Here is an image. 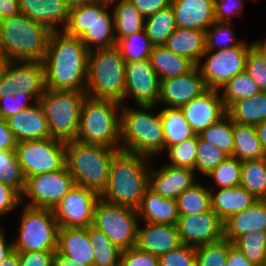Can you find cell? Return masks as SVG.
Listing matches in <instances>:
<instances>
[{"label": "cell", "instance_id": "cell-11", "mask_svg": "<svg viewBox=\"0 0 266 266\" xmlns=\"http://www.w3.org/2000/svg\"><path fill=\"white\" fill-rule=\"evenodd\" d=\"M139 217L131 207L113 205L98 199L93 226L101 230L121 251L135 247Z\"/></svg>", "mask_w": 266, "mask_h": 266}, {"label": "cell", "instance_id": "cell-45", "mask_svg": "<svg viewBox=\"0 0 266 266\" xmlns=\"http://www.w3.org/2000/svg\"><path fill=\"white\" fill-rule=\"evenodd\" d=\"M232 23L214 22L206 31V50H224L239 46L243 41L235 38Z\"/></svg>", "mask_w": 266, "mask_h": 266}, {"label": "cell", "instance_id": "cell-27", "mask_svg": "<svg viewBox=\"0 0 266 266\" xmlns=\"http://www.w3.org/2000/svg\"><path fill=\"white\" fill-rule=\"evenodd\" d=\"M255 231H266V200H257L223 221V238L231 243L241 235Z\"/></svg>", "mask_w": 266, "mask_h": 266}, {"label": "cell", "instance_id": "cell-23", "mask_svg": "<svg viewBox=\"0 0 266 266\" xmlns=\"http://www.w3.org/2000/svg\"><path fill=\"white\" fill-rule=\"evenodd\" d=\"M19 11L50 31H63L69 19L70 6L65 0H19Z\"/></svg>", "mask_w": 266, "mask_h": 266}, {"label": "cell", "instance_id": "cell-68", "mask_svg": "<svg viewBox=\"0 0 266 266\" xmlns=\"http://www.w3.org/2000/svg\"><path fill=\"white\" fill-rule=\"evenodd\" d=\"M95 1L112 3V2L117 1V0H95Z\"/></svg>", "mask_w": 266, "mask_h": 266}, {"label": "cell", "instance_id": "cell-55", "mask_svg": "<svg viewBox=\"0 0 266 266\" xmlns=\"http://www.w3.org/2000/svg\"><path fill=\"white\" fill-rule=\"evenodd\" d=\"M22 195L13 187L0 183V218L18 208Z\"/></svg>", "mask_w": 266, "mask_h": 266}, {"label": "cell", "instance_id": "cell-24", "mask_svg": "<svg viewBox=\"0 0 266 266\" xmlns=\"http://www.w3.org/2000/svg\"><path fill=\"white\" fill-rule=\"evenodd\" d=\"M17 142L51 138L48 122L39 101L7 119Z\"/></svg>", "mask_w": 266, "mask_h": 266}, {"label": "cell", "instance_id": "cell-62", "mask_svg": "<svg viewBox=\"0 0 266 266\" xmlns=\"http://www.w3.org/2000/svg\"><path fill=\"white\" fill-rule=\"evenodd\" d=\"M52 266H81V265L55 252L52 261Z\"/></svg>", "mask_w": 266, "mask_h": 266}, {"label": "cell", "instance_id": "cell-30", "mask_svg": "<svg viewBox=\"0 0 266 266\" xmlns=\"http://www.w3.org/2000/svg\"><path fill=\"white\" fill-rule=\"evenodd\" d=\"M164 46L174 54L187 57L197 65L206 52L205 31L177 27Z\"/></svg>", "mask_w": 266, "mask_h": 266}, {"label": "cell", "instance_id": "cell-3", "mask_svg": "<svg viewBox=\"0 0 266 266\" xmlns=\"http://www.w3.org/2000/svg\"><path fill=\"white\" fill-rule=\"evenodd\" d=\"M141 109V110H140ZM154 106L139 109L122 105L120 110V149L150 158L164 151V131L160 112L152 114Z\"/></svg>", "mask_w": 266, "mask_h": 266}, {"label": "cell", "instance_id": "cell-57", "mask_svg": "<svg viewBox=\"0 0 266 266\" xmlns=\"http://www.w3.org/2000/svg\"><path fill=\"white\" fill-rule=\"evenodd\" d=\"M133 6L146 18L156 12L171 6L172 0H129Z\"/></svg>", "mask_w": 266, "mask_h": 266}, {"label": "cell", "instance_id": "cell-25", "mask_svg": "<svg viewBox=\"0 0 266 266\" xmlns=\"http://www.w3.org/2000/svg\"><path fill=\"white\" fill-rule=\"evenodd\" d=\"M93 245L87 227H62L58 231L56 252L81 266H93Z\"/></svg>", "mask_w": 266, "mask_h": 266}, {"label": "cell", "instance_id": "cell-41", "mask_svg": "<svg viewBox=\"0 0 266 266\" xmlns=\"http://www.w3.org/2000/svg\"><path fill=\"white\" fill-rule=\"evenodd\" d=\"M220 91L226 109L237 100L250 98L261 92L245 71L231 78Z\"/></svg>", "mask_w": 266, "mask_h": 266}, {"label": "cell", "instance_id": "cell-61", "mask_svg": "<svg viewBox=\"0 0 266 266\" xmlns=\"http://www.w3.org/2000/svg\"><path fill=\"white\" fill-rule=\"evenodd\" d=\"M5 232L0 236V264L13 251V243H6Z\"/></svg>", "mask_w": 266, "mask_h": 266}, {"label": "cell", "instance_id": "cell-15", "mask_svg": "<svg viewBox=\"0 0 266 266\" xmlns=\"http://www.w3.org/2000/svg\"><path fill=\"white\" fill-rule=\"evenodd\" d=\"M45 90V68L40 61H10L0 80V98L21 91L39 101Z\"/></svg>", "mask_w": 266, "mask_h": 266}, {"label": "cell", "instance_id": "cell-7", "mask_svg": "<svg viewBox=\"0 0 266 266\" xmlns=\"http://www.w3.org/2000/svg\"><path fill=\"white\" fill-rule=\"evenodd\" d=\"M121 104L85 96L80 108L76 141L120 149Z\"/></svg>", "mask_w": 266, "mask_h": 266}, {"label": "cell", "instance_id": "cell-19", "mask_svg": "<svg viewBox=\"0 0 266 266\" xmlns=\"http://www.w3.org/2000/svg\"><path fill=\"white\" fill-rule=\"evenodd\" d=\"M180 109L195 134H199L227 114L220 90L210 88Z\"/></svg>", "mask_w": 266, "mask_h": 266}, {"label": "cell", "instance_id": "cell-20", "mask_svg": "<svg viewBox=\"0 0 266 266\" xmlns=\"http://www.w3.org/2000/svg\"><path fill=\"white\" fill-rule=\"evenodd\" d=\"M207 86L197 66L189 73L160 81L159 103L166 107L187 104L207 90Z\"/></svg>", "mask_w": 266, "mask_h": 266}, {"label": "cell", "instance_id": "cell-64", "mask_svg": "<svg viewBox=\"0 0 266 266\" xmlns=\"http://www.w3.org/2000/svg\"><path fill=\"white\" fill-rule=\"evenodd\" d=\"M0 266H20L19 253L13 250L8 256L2 261Z\"/></svg>", "mask_w": 266, "mask_h": 266}, {"label": "cell", "instance_id": "cell-18", "mask_svg": "<svg viewBox=\"0 0 266 266\" xmlns=\"http://www.w3.org/2000/svg\"><path fill=\"white\" fill-rule=\"evenodd\" d=\"M176 227L181 243L192 247L223 238V221L212 209L197 215L179 216Z\"/></svg>", "mask_w": 266, "mask_h": 266}, {"label": "cell", "instance_id": "cell-44", "mask_svg": "<svg viewBox=\"0 0 266 266\" xmlns=\"http://www.w3.org/2000/svg\"><path fill=\"white\" fill-rule=\"evenodd\" d=\"M0 183L16 189L21 195L26 186V178L15 151H0Z\"/></svg>", "mask_w": 266, "mask_h": 266}, {"label": "cell", "instance_id": "cell-9", "mask_svg": "<svg viewBox=\"0 0 266 266\" xmlns=\"http://www.w3.org/2000/svg\"><path fill=\"white\" fill-rule=\"evenodd\" d=\"M86 92L45 90L40 97L51 137L68 142L75 140L79 130L80 108Z\"/></svg>", "mask_w": 266, "mask_h": 266}, {"label": "cell", "instance_id": "cell-46", "mask_svg": "<svg viewBox=\"0 0 266 266\" xmlns=\"http://www.w3.org/2000/svg\"><path fill=\"white\" fill-rule=\"evenodd\" d=\"M230 157L218 147L204 141L198 136V147L195 160V172L207 176L221 162Z\"/></svg>", "mask_w": 266, "mask_h": 266}, {"label": "cell", "instance_id": "cell-32", "mask_svg": "<svg viewBox=\"0 0 266 266\" xmlns=\"http://www.w3.org/2000/svg\"><path fill=\"white\" fill-rule=\"evenodd\" d=\"M227 115L235 123L257 125L266 121V92L237 100L227 109Z\"/></svg>", "mask_w": 266, "mask_h": 266}, {"label": "cell", "instance_id": "cell-52", "mask_svg": "<svg viewBox=\"0 0 266 266\" xmlns=\"http://www.w3.org/2000/svg\"><path fill=\"white\" fill-rule=\"evenodd\" d=\"M159 266H196L195 247L185 244L158 257Z\"/></svg>", "mask_w": 266, "mask_h": 266}, {"label": "cell", "instance_id": "cell-53", "mask_svg": "<svg viewBox=\"0 0 266 266\" xmlns=\"http://www.w3.org/2000/svg\"><path fill=\"white\" fill-rule=\"evenodd\" d=\"M243 0H214V20L221 23H231L233 16L243 12Z\"/></svg>", "mask_w": 266, "mask_h": 266}, {"label": "cell", "instance_id": "cell-31", "mask_svg": "<svg viewBox=\"0 0 266 266\" xmlns=\"http://www.w3.org/2000/svg\"><path fill=\"white\" fill-rule=\"evenodd\" d=\"M149 61L160 81L187 74L196 67L193 61L174 54L164 45L153 46Z\"/></svg>", "mask_w": 266, "mask_h": 266}, {"label": "cell", "instance_id": "cell-35", "mask_svg": "<svg viewBox=\"0 0 266 266\" xmlns=\"http://www.w3.org/2000/svg\"><path fill=\"white\" fill-rule=\"evenodd\" d=\"M160 117L164 131V151L195 135L180 108L165 107L160 110Z\"/></svg>", "mask_w": 266, "mask_h": 266}, {"label": "cell", "instance_id": "cell-14", "mask_svg": "<svg viewBox=\"0 0 266 266\" xmlns=\"http://www.w3.org/2000/svg\"><path fill=\"white\" fill-rule=\"evenodd\" d=\"M75 185L66 165L56 172L31 176L22 194L23 205L54 210ZM26 197L29 201L24 203Z\"/></svg>", "mask_w": 266, "mask_h": 266}, {"label": "cell", "instance_id": "cell-22", "mask_svg": "<svg viewBox=\"0 0 266 266\" xmlns=\"http://www.w3.org/2000/svg\"><path fill=\"white\" fill-rule=\"evenodd\" d=\"M140 223L137 226V249L159 257L182 245L176 225L143 222L140 226Z\"/></svg>", "mask_w": 266, "mask_h": 266}, {"label": "cell", "instance_id": "cell-63", "mask_svg": "<svg viewBox=\"0 0 266 266\" xmlns=\"http://www.w3.org/2000/svg\"><path fill=\"white\" fill-rule=\"evenodd\" d=\"M260 140L262 150L266 156V121L254 126Z\"/></svg>", "mask_w": 266, "mask_h": 266}, {"label": "cell", "instance_id": "cell-56", "mask_svg": "<svg viewBox=\"0 0 266 266\" xmlns=\"http://www.w3.org/2000/svg\"><path fill=\"white\" fill-rule=\"evenodd\" d=\"M56 251L19 253L20 266H52Z\"/></svg>", "mask_w": 266, "mask_h": 266}, {"label": "cell", "instance_id": "cell-49", "mask_svg": "<svg viewBox=\"0 0 266 266\" xmlns=\"http://www.w3.org/2000/svg\"><path fill=\"white\" fill-rule=\"evenodd\" d=\"M198 147V134L174 144L167 149L169 161L174 167H186L195 171V160Z\"/></svg>", "mask_w": 266, "mask_h": 266}, {"label": "cell", "instance_id": "cell-4", "mask_svg": "<svg viewBox=\"0 0 266 266\" xmlns=\"http://www.w3.org/2000/svg\"><path fill=\"white\" fill-rule=\"evenodd\" d=\"M51 31L22 13L0 20V53L10 61H40Z\"/></svg>", "mask_w": 266, "mask_h": 266}, {"label": "cell", "instance_id": "cell-47", "mask_svg": "<svg viewBox=\"0 0 266 266\" xmlns=\"http://www.w3.org/2000/svg\"><path fill=\"white\" fill-rule=\"evenodd\" d=\"M242 162L232 156L221 162L208 175L219 188L240 186Z\"/></svg>", "mask_w": 266, "mask_h": 266}, {"label": "cell", "instance_id": "cell-5", "mask_svg": "<svg viewBox=\"0 0 266 266\" xmlns=\"http://www.w3.org/2000/svg\"><path fill=\"white\" fill-rule=\"evenodd\" d=\"M119 150L70 140L66 142V167L76 185L100 196L108 184L111 160Z\"/></svg>", "mask_w": 266, "mask_h": 266}, {"label": "cell", "instance_id": "cell-28", "mask_svg": "<svg viewBox=\"0 0 266 266\" xmlns=\"http://www.w3.org/2000/svg\"><path fill=\"white\" fill-rule=\"evenodd\" d=\"M136 210L139 220L147 223L176 225L179 217L177 201L163 198L149 187Z\"/></svg>", "mask_w": 266, "mask_h": 266}, {"label": "cell", "instance_id": "cell-13", "mask_svg": "<svg viewBox=\"0 0 266 266\" xmlns=\"http://www.w3.org/2000/svg\"><path fill=\"white\" fill-rule=\"evenodd\" d=\"M252 45L253 42L248 45L243 40L239 46L230 49L206 50L196 66L207 88L220 90L231 78L244 72L248 50ZM204 57L205 61L202 59Z\"/></svg>", "mask_w": 266, "mask_h": 266}, {"label": "cell", "instance_id": "cell-10", "mask_svg": "<svg viewBox=\"0 0 266 266\" xmlns=\"http://www.w3.org/2000/svg\"><path fill=\"white\" fill-rule=\"evenodd\" d=\"M18 237L12 241L18 253L56 251L59 223L52 209L24 205Z\"/></svg>", "mask_w": 266, "mask_h": 266}, {"label": "cell", "instance_id": "cell-67", "mask_svg": "<svg viewBox=\"0 0 266 266\" xmlns=\"http://www.w3.org/2000/svg\"><path fill=\"white\" fill-rule=\"evenodd\" d=\"M70 7L76 6V5H82V4H88L95 0H65Z\"/></svg>", "mask_w": 266, "mask_h": 266}, {"label": "cell", "instance_id": "cell-2", "mask_svg": "<svg viewBox=\"0 0 266 266\" xmlns=\"http://www.w3.org/2000/svg\"><path fill=\"white\" fill-rule=\"evenodd\" d=\"M150 157L119 150L111 160L106 189L100 199L137 209L149 187Z\"/></svg>", "mask_w": 266, "mask_h": 266}, {"label": "cell", "instance_id": "cell-39", "mask_svg": "<svg viewBox=\"0 0 266 266\" xmlns=\"http://www.w3.org/2000/svg\"><path fill=\"white\" fill-rule=\"evenodd\" d=\"M88 237L93 245V266H119L122 251L101 230L89 225Z\"/></svg>", "mask_w": 266, "mask_h": 266}, {"label": "cell", "instance_id": "cell-50", "mask_svg": "<svg viewBox=\"0 0 266 266\" xmlns=\"http://www.w3.org/2000/svg\"><path fill=\"white\" fill-rule=\"evenodd\" d=\"M245 72L262 92H266V57L254 45L248 50Z\"/></svg>", "mask_w": 266, "mask_h": 266}, {"label": "cell", "instance_id": "cell-60", "mask_svg": "<svg viewBox=\"0 0 266 266\" xmlns=\"http://www.w3.org/2000/svg\"><path fill=\"white\" fill-rule=\"evenodd\" d=\"M19 13V0H0V20Z\"/></svg>", "mask_w": 266, "mask_h": 266}, {"label": "cell", "instance_id": "cell-1", "mask_svg": "<svg viewBox=\"0 0 266 266\" xmlns=\"http://www.w3.org/2000/svg\"><path fill=\"white\" fill-rule=\"evenodd\" d=\"M89 50L80 38L51 31L43 64L45 86L52 90L86 91Z\"/></svg>", "mask_w": 266, "mask_h": 266}, {"label": "cell", "instance_id": "cell-33", "mask_svg": "<svg viewBox=\"0 0 266 266\" xmlns=\"http://www.w3.org/2000/svg\"><path fill=\"white\" fill-rule=\"evenodd\" d=\"M234 151L232 157L239 161L265 158L260 140L253 125L233 122Z\"/></svg>", "mask_w": 266, "mask_h": 266}, {"label": "cell", "instance_id": "cell-69", "mask_svg": "<svg viewBox=\"0 0 266 266\" xmlns=\"http://www.w3.org/2000/svg\"><path fill=\"white\" fill-rule=\"evenodd\" d=\"M3 229L4 228L0 226V236L5 232Z\"/></svg>", "mask_w": 266, "mask_h": 266}, {"label": "cell", "instance_id": "cell-42", "mask_svg": "<svg viewBox=\"0 0 266 266\" xmlns=\"http://www.w3.org/2000/svg\"><path fill=\"white\" fill-rule=\"evenodd\" d=\"M233 245L237 247L245 258L256 266L266 264V231H255L238 237Z\"/></svg>", "mask_w": 266, "mask_h": 266}, {"label": "cell", "instance_id": "cell-8", "mask_svg": "<svg viewBox=\"0 0 266 266\" xmlns=\"http://www.w3.org/2000/svg\"><path fill=\"white\" fill-rule=\"evenodd\" d=\"M126 62L119 49H95L88 55L86 95L124 104Z\"/></svg>", "mask_w": 266, "mask_h": 266}, {"label": "cell", "instance_id": "cell-29", "mask_svg": "<svg viewBox=\"0 0 266 266\" xmlns=\"http://www.w3.org/2000/svg\"><path fill=\"white\" fill-rule=\"evenodd\" d=\"M214 187L209 189L211 209L222 221L247 209L257 201L241 186L219 188L216 193Z\"/></svg>", "mask_w": 266, "mask_h": 266}, {"label": "cell", "instance_id": "cell-65", "mask_svg": "<svg viewBox=\"0 0 266 266\" xmlns=\"http://www.w3.org/2000/svg\"><path fill=\"white\" fill-rule=\"evenodd\" d=\"M10 63V60L4 56L2 53H0V80L3 77L5 70Z\"/></svg>", "mask_w": 266, "mask_h": 266}, {"label": "cell", "instance_id": "cell-66", "mask_svg": "<svg viewBox=\"0 0 266 266\" xmlns=\"http://www.w3.org/2000/svg\"><path fill=\"white\" fill-rule=\"evenodd\" d=\"M253 45L266 57V40L261 42V40H256Z\"/></svg>", "mask_w": 266, "mask_h": 266}, {"label": "cell", "instance_id": "cell-38", "mask_svg": "<svg viewBox=\"0 0 266 266\" xmlns=\"http://www.w3.org/2000/svg\"><path fill=\"white\" fill-rule=\"evenodd\" d=\"M179 216L197 215L211 209L210 191L200 181L176 198Z\"/></svg>", "mask_w": 266, "mask_h": 266}, {"label": "cell", "instance_id": "cell-59", "mask_svg": "<svg viewBox=\"0 0 266 266\" xmlns=\"http://www.w3.org/2000/svg\"><path fill=\"white\" fill-rule=\"evenodd\" d=\"M225 266H256L249 262L243 253L229 241V251Z\"/></svg>", "mask_w": 266, "mask_h": 266}, {"label": "cell", "instance_id": "cell-34", "mask_svg": "<svg viewBox=\"0 0 266 266\" xmlns=\"http://www.w3.org/2000/svg\"><path fill=\"white\" fill-rule=\"evenodd\" d=\"M110 5L114 6L110 12L113 11L114 16L116 43L128 35L144 30L145 18L129 0H117Z\"/></svg>", "mask_w": 266, "mask_h": 266}, {"label": "cell", "instance_id": "cell-17", "mask_svg": "<svg viewBox=\"0 0 266 266\" xmlns=\"http://www.w3.org/2000/svg\"><path fill=\"white\" fill-rule=\"evenodd\" d=\"M159 95L160 79L149 59L126 63L124 100L127 96H133L138 106L156 107Z\"/></svg>", "mask_w": 266, "mask_h": 266}, {"label": "cell", "instance_id": "cell-40", "mask_svg": "<svg viewBox=\"0 0 266 266\" xmlns=\"http://www.w3.org/2000/svg\"><path fill=\"white\" fill-rule=\"evenodd\" d=\"M198 136L200 139L218 147L229 156L233 155V121L227 114L216 123L201 131Z\"/></svg>", "mask_w": 266, "mask_h": 266}, {"label": "cell", "instance_id": "cell-21", "mask_svg": "<svg viewBox=\"0 0 266 266\" xmlns=\"http://www.w3.org/2000/svg\"><path fill=\"white\" fill-rule=\"evenodd\" d=\"M198 180L195 171L186 167L162 165L159 170L150 167L149 188L163 198L175 199Z\"/></svg>", "mask_w": 266, "mask_h": 266}, {"label": "cell", "instance_id": "cell-48", "mask_svg": "<svg viewBox=\"0 0 266 266\" xmlns=\"http://www.w3.org/2000/svg\"><path fill=\"white\" fill-rule=\"evenodd\" d=\"M229 251V241H219L195 247L196 266H225Z\"/></svg>", "mask_w": 266, "mask_h": 266}, {"label": "cell", "instance_id": "cell-26", "mask_svg": "<svg viewBox=\"0 0 266 266\" xmlns=\"http://www.w3.org/2000/svg\"><path fill=\"white\" fill-rule=\"evenodd\" d=\"M177 27L206 31L214 22V0H172Z\"/></svg>", "mask_w": 266, "mask_h": 266}, {"label": "cell", "instance_id": "cell-12", "mask_svg": "<svg viewBox=\"0 0 266 266\" xmlns=\"http://www.w3.org/2000/svg\"><path fill=\"white\" fill-rule=\"evenodd\" d=\"M15 153L26 180L56 172L66 165V142L52 137L17 142Z\"/></svg>", "mask_w": 266, "mask_h": 266}, {"label": "cell", "instance_id": "cell-51", "mask_svg": "<svg viewBox=\"0 0 266 266\" xmlns=\"http://www.w3.org/2000/svg\"><path fill=\"white\" fill-rule=\"evenodd\" d=\"M29 99L33 100V103L29 104ZM36 100L28 93L21 91L8 94L0 98V118L7 120L8 118L17 115L24 109L35 104Z\"/></svg>", "mask_w": 266, "mask_h": 266}, {"label": "cell", "instance_id": "cell-6", "mask_svg": "<svg viewBox=\"0 0 266 266\" xmlns=\"http://www.w3.org/2000/svg\"><path fill=\"white\" fill-rule=\"evenodd\" d=\"M110 3L93 1L70 7L69 19L63 31L80 38L89 51L116 46L113 13Z\"/></svg>", "mask_w": 266, "mask_h": 266}, {"label": "cell", "instance_id": "cell-43", "mask_svg": "<svg viewBox=\"0 0 266 266\" xmlns=\"http://www.w3.org/2000/svg\"><path fill=\"white\" fill-rule=\"evenodd\" d=\"M126 63L149 59L153 45L144 30L120 39L116 43Z\"/></svg>", "mask_w": 266, "mask_h": 266}, {"label": "cell", "instance_id": "cell-54", "mask_svg": "<svg viewBox=\"0 0 266 266\" xmlns=\"http://www.w3.org/2000/svg\"><path fill=\"white\" fill-rule=\"evenodd\" d=\"M119 266H159L158 257L136 247L122 251Z\"/></svg>", "mask_w": 266, "mask_h": 266}, {"label": "cell", "instance_id": "cell-37", "mask_svg": "<svg viewBox=\"0 0 266 266\" xmlns=\"http://www.w3.org/2000/svg\"><path fill=\"white\" fill-rule=\"evenodd\" d=\"M240 186L256 200H266V157L242 162Z\"/></svg>", "mask_w": 266, "mask_h": 266}, {"label": "cell", "instance_id": "cell-16", "mask_svg": "<svg viewBox=\"0 0 266 266\" xmlns=\"http://www.w3.org/2000/svg\"><path fill=\"white\" fill-rule=\"evenodd\" d=\"M99 198L94 191L75 185L53 210L59 227L92 225L94 207Z\"/></svg>", "mask_w": 266, "mask_h": 266}, {"label": "cell", "instance_id": "cell-58", "mask_svg": "<svg viewBox=\"0 0 266 266\" xmlns=\"http://www.w3.org/2000/svg\"><path fill=\"white\" fill-rule=\"evenodd\" d=\"M17 140L9 129L7 120L0 118V151L9 150L15 151Z\"/></svg>", "mask_w": 266, "mask_h": 266}, {"label": "cell", "instance_id": "cell-36", "mask_svg": "<svg viewBox=\"0 0 266 266\" xmlns=\"http://www.w3.org/2000/svg\"><path fill=\"white\" fill-rule=\"evenodd\" d=\"M176 28L175 16L171 6L145 18L144 31L153 46L165 45Z\"/></svg>", "mask_w": 266, "mask_h": 266}]
</instances>
